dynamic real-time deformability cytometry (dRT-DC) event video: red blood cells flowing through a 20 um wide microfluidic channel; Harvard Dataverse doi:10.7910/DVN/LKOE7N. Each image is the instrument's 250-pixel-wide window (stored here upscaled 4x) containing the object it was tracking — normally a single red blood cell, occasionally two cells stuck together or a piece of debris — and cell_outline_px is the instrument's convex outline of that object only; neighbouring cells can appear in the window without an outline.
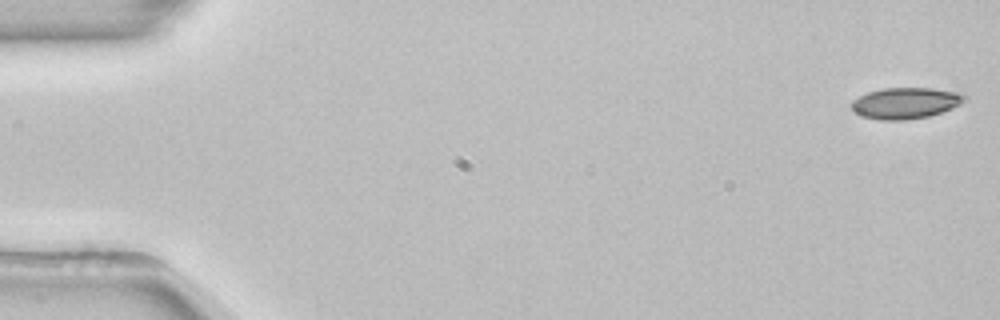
{"species": "common noctule bat (a hibernating species)", "species_latin": "Nyctalus noctula", "temperature_condition": "room temperature", "stored_images_in_passage": 26, "camera_frame_rate_fps": 3000, "um_per_image_px": 0.085, "animal": {"sex": "female", "body_mass_g": 22.7, "forearm_length_mm": 54.2}, "frame": {"image": 1, "passage_image": 1, "time_ms": 0.0, "image_size_px": [1000, 320], "cell_outline_px": [[968, 100], [952, 108], [928, 116], [904, 120], [880, 120], [864, 116], [856, 112], [852, 108], [852, 100], [868, 92], [880, 88], [932, 88], [956, 92], [968, 96]], "centroid_in_image_um": [77.0, 8.75], "position_along_channel_um": 8.0, "area_um2": 20.4}}
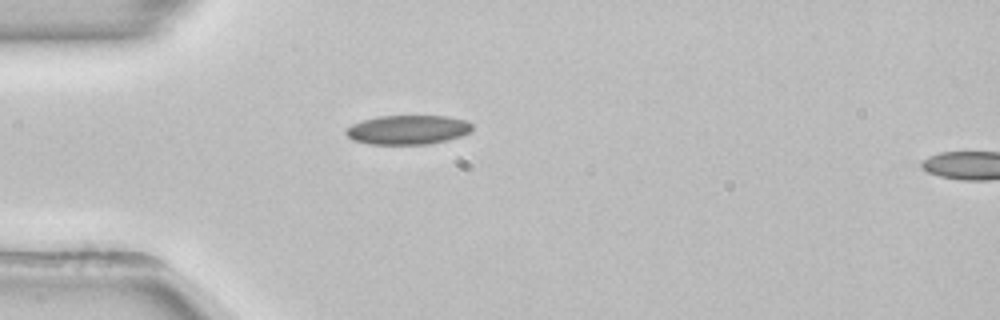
{"frame": {"image": 2, "passage_image": 15, "time_ms": 4.667, "image_size_px": [1000, 320], "cell_outline_px": [[472, 132], [448, 140], [428, 144], [368, 144], [352, 140], [344, 132], [352, 124], [364, 120], [380, 116], [448, 116], [468, 120], [472, 124]], "centroid_in_image_um": [34.7, 11.03], "position_along_channel_um": 50.3, "area_um2": 21.62}}